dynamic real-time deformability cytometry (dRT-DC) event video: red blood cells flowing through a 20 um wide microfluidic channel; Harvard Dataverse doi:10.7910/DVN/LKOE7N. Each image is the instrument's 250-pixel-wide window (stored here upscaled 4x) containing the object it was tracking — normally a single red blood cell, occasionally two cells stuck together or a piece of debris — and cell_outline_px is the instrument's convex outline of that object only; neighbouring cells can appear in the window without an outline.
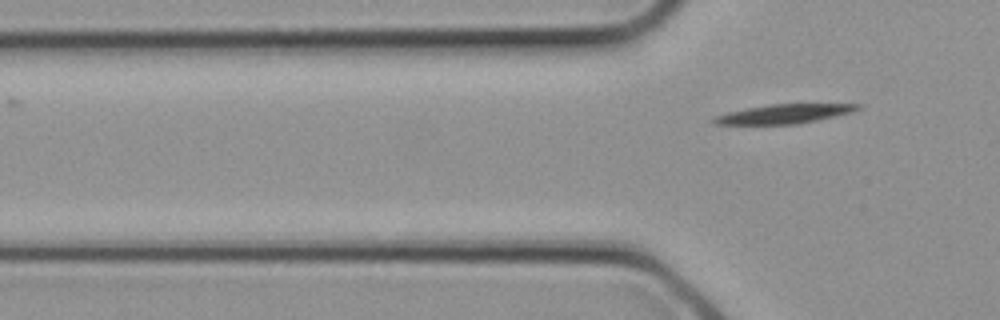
{"species": "common noctule bat (a hibernating species)", "species_latin": "Nyctalus noctula", "temperature_condition": "cold", "stored_images_in_passage": 4, "camera_frame_rate_fps": 3000, "um_per_image_px": 0.085, "animal": {"sex": "female", "body_mass_g": 21.9}, "frame": {"image": 1, "passage_image": 4, "time_ms": 1.0, "image_size_px": [1000, 320], "cell_outline_px": [[860, 108], [852, 112], [836, 116], [796, 124], [716, 124], [712, 120], [716, 116], [728, 112], [768, 104], [860, 104]], "centroid_in_image_um": [66.67, 9.67], "position_along_channel_um": 59.1, "area_um2": 15.78}}